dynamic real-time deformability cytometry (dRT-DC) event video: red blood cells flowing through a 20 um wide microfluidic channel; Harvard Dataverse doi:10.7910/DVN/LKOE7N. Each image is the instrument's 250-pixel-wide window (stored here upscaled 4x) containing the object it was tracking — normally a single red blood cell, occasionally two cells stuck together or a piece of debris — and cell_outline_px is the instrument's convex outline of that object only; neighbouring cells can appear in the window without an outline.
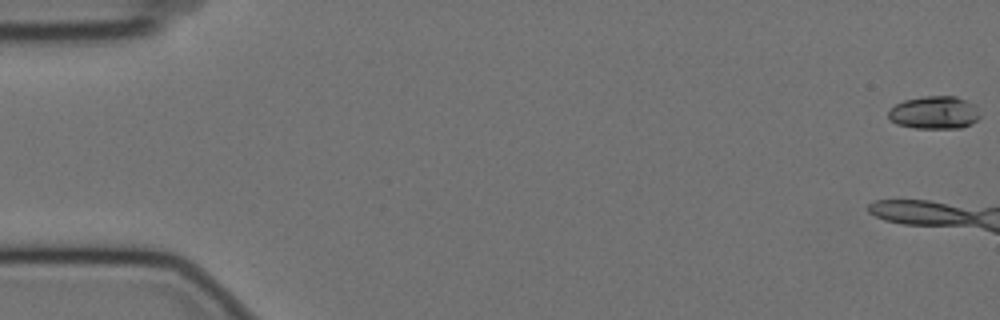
{"species": "Egyptian fruit bat (a non-hibernating species)", "species_latin": "Rousettus aegyptiacus", "temperature_condition": "cold", "stored_images_in_passage": 7, "camera_frame_rate_fps": 3000, "um_per_image_px": 0.085, "animal": {"sex": "female"}, "frame": {"image": 1, "passage_image": 1, "time_ms": 0.0, "image_size_px": [1000, 320], "cell_outline_px": [[980, 116], [972, 124], [960, 128], [916, 128], [896, 124], [888, 116], [888, 112], [896, 104], [904, 100], [924, 96], [956, 96], [976, 104]], "centroid_in_image_um": [79.45, 9.56], "position_along_channel_um": 5.5, "area_um2": 17.57}}